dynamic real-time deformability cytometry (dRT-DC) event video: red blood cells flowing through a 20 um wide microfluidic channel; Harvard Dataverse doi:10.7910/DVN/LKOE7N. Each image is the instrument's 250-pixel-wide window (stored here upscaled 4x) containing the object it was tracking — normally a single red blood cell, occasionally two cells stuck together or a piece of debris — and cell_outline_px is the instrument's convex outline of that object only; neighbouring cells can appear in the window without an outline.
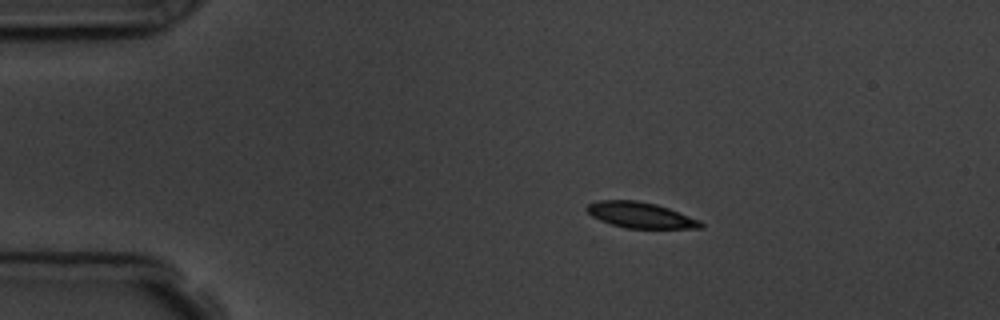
{"species": "common noctule bat (a hibernating species)", "species_latin": "Nyctalus noctula", "temperature_condition": "room temperature", "stored_images_in_passage": 4, "camera_frame_rate_fps": 3000, "um_per_image_px": 0.085, "animal": {"sex": "male", "body_mass_g": 19.5, "forearm_length_mm": 54.6}, "frame": {"image": 1, "passage_image": 2, "time_ms": 1.333, "image_size_px": [1000, 320], "cell_outline_px": [[704, 228], [628, 228], [612, 224], [600, 220], [592, 216], [584, 208], [588, 204], [600, 200], [636, 200], [656, 204], [668, 208], [700, 220], [704, 224]], "centroid_in_image_um": [54.44, 18.28], "position_along_channel_um": 30.6, "area_um2": 16.99}}